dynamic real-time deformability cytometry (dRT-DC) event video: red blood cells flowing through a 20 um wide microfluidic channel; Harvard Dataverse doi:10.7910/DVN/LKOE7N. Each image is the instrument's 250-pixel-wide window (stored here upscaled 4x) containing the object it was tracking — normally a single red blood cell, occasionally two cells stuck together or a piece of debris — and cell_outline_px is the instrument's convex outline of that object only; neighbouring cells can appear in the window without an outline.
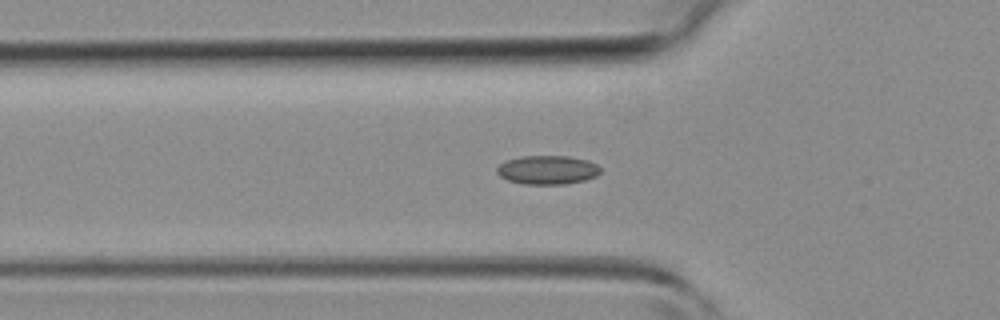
{"species": "common noctule bat (a hibernating species)", "species_latin": "Nyctalus noctula", "temperature_condition": "room temperature", "stored_images_in_passage": 31, "camera_frame_rate_fps": 3000, "um_per_image_px": 0.085, "animal": {"sex": "female", "body_mass_g": 19.3, "forearm_length_mm": 54.1}, "frame": {"image": 1, "passage_image": 7, "time_ms": 2.0, "image_size_px": [1000, 320], "cell_outline_px": [[600, 172], [596, 176], [584, 180], [564, 184], [524, 184], [508, 180], [500, 176], [496, 172], [496, 168], [504, 160], [520, 156], [568, 156], [588, 160], [596, 164], [600, 168]], "centroid_in_image_um": [46.51, 14.43], "position_along_channel_um": 79.3, "area_um2": 17.46}}
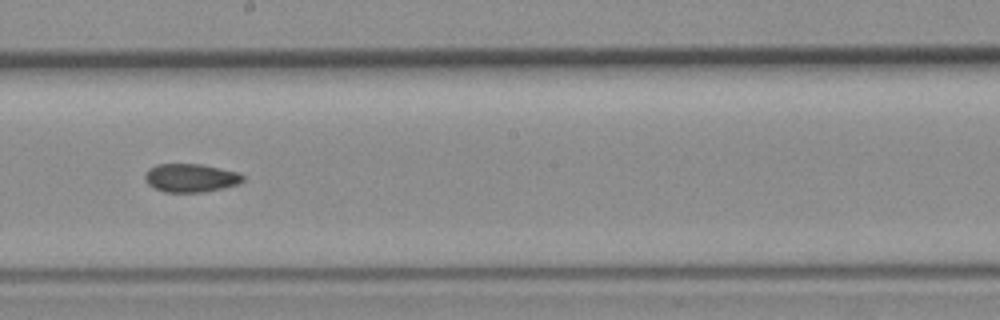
{"frame": {"image": 2, "passage_image": 17, "time_ms": 5.333, "image_size_px": [1000, 320], "cell_outline_px": [[244, 180], [240, 184], [204, 192], [164, 192], [148, 184], [144, 176], [148, 168], [156, 164], [200, 164], [240, 172], [244, 176]], "centroid_in_image_um": [16.23, 15.11], "position_along_channel_um": 232.0, "area_um2": 16.3}}
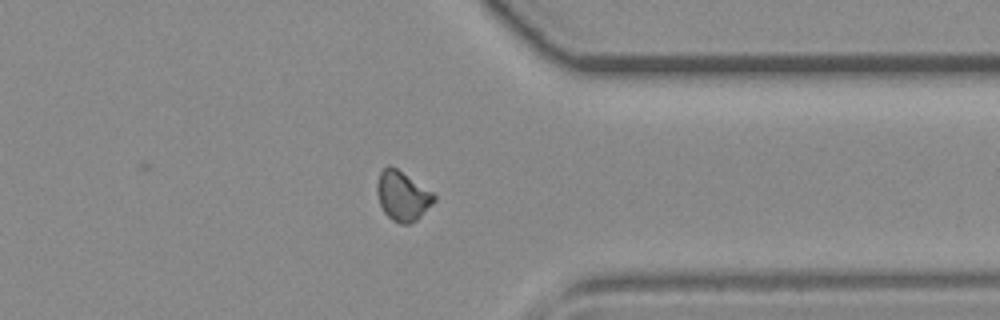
{"frame": {"image": 3, "passage_image": 27, "time_ms": 8.667, "image_size_px": [1000, 320], "cell_outline_px": [[436, 200], [416, 220], [408, 224], [400, 224], [392, 220], [384, 212], [380, 204], [376, 192], [376, 184], [380, 172], [388, 164], [396, 168], [432, 192], [436, 196]], "centroid_in_image_um": [34.19, 16.66], "position_along_channel_um": 377.2, "area_um2": 16.3}}